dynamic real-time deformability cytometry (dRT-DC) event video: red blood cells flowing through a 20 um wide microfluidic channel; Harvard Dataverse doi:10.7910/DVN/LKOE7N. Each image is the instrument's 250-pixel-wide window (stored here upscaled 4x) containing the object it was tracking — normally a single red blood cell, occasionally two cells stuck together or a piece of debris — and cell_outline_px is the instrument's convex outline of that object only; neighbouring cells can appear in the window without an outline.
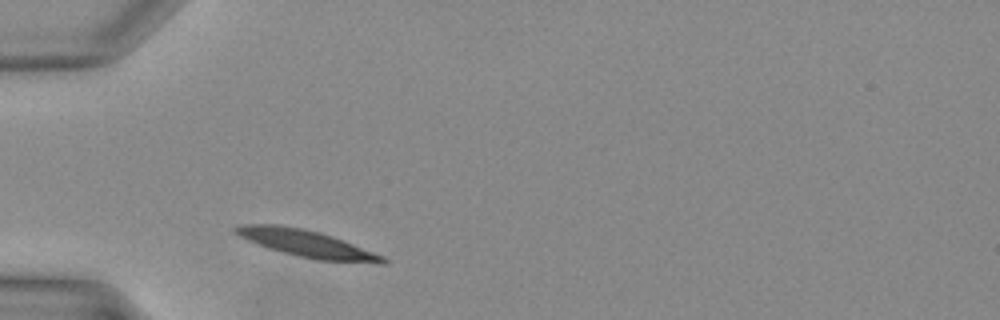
{"species": "Egyptian fruit bat (a non-hibernating species)", "species_latin": "Rousettus aegyptiacus", "temperature_condition": "warm", "stored_images_in_passage": 25, "camera_frame_rate_fps": 3000, "um_per_image_px": 0.085, "animal": {"sex": "female"}, "frame": {"image": 1, "passage_image": 1, "time_ms": 0.0, "image_size_px": [1000, 320], "cell_outline_px": [[388, 264], [380, 264], [316, 260], [268, 248], [256, 244], [232, 232], [232, 228], [244, 224], [272, 224], [300, 228], [320, 232], [332, 236], [384, 256], [388, 260]], "centroid_in_image_um": [26.1, 20.72], "position_along_channel_um": 58.9, "area_um2": 23.06}}
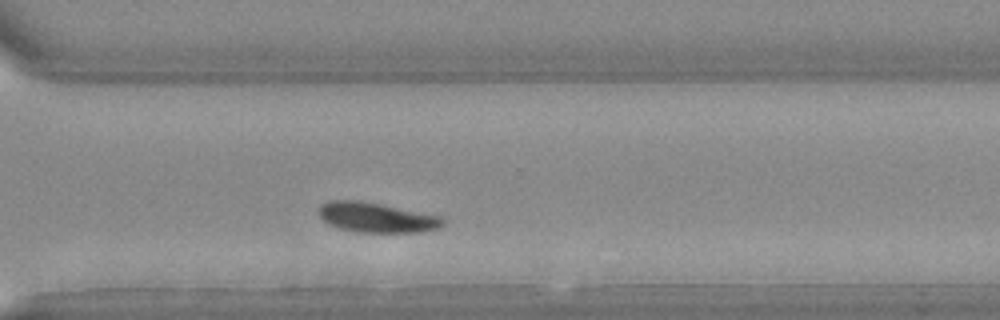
{"frame": {"image": 2, "passage_image": 18, "time_ms": 5.667, "image_size_px": [1000, 320], "cell_outline_px": [[444, 224], [440, 228], [424, 232], [356, 232], [340, 228], [328, 224], [316, 212], [316, 208], [320, 204], [328, 200], [356, 200], [380, 204], [440, 216], [444, 220]], "centroid_in_image_um": [31.96, 18.48], "position_along_channel_um": 338.6, "area_um2": 21.73}}
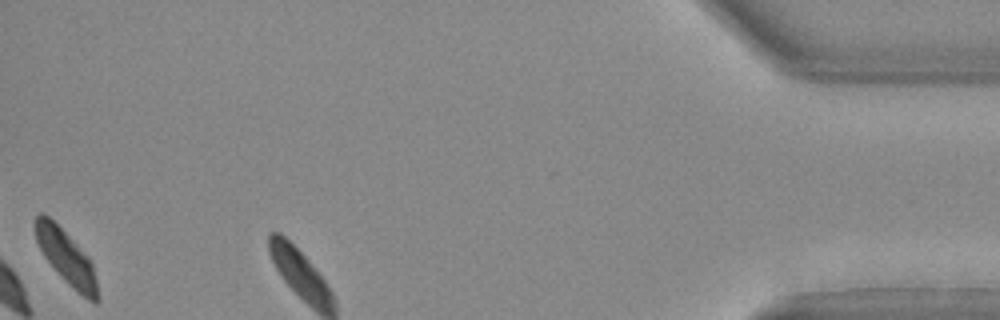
{"frame": {"image": 3, "passage_image": 25, "time_ms": 8.0, "image_size_px": [1000, 320], "cell_outline_px": [[100, 300], [96, 304], [88, 300], [68, 284], [44, 256], [36, 240], [36, 216], [40, 212], [44, 212], [72, 240], [92, 264], [96, 280]], "centroid_in_image_um": [5.65, 21.92], "position_along_channel_um": 429.6, "area_um2": 18.84}}